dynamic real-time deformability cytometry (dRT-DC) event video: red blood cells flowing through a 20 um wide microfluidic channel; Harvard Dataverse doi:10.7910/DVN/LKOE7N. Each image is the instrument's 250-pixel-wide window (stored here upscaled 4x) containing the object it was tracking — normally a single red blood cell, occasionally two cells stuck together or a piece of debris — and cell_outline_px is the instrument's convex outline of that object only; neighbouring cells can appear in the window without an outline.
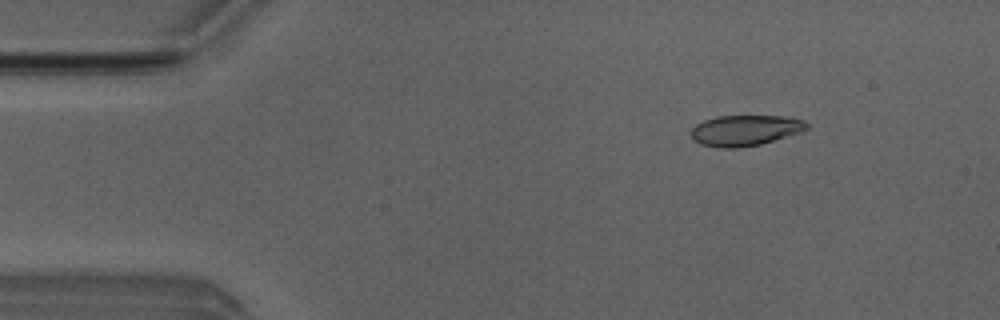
{"species": "Egyptian fruit bat (a non-hibernating species)", "species_latin": "Rousettus aegyptiacus", "temperature_condition": "room temperature", "stored_images_in_passage": 4, "camera_frame_rate_fps": 3000, "um_per_image_px": 0.085, "animal": {"sex": "male"}, "frame": {"image": 1, "passage_image": 2, "time_ms": 1.333, "image_size_px": [1000, 320], "cell_outline_px": [[808, 128], [800, 132], [760, 144], [736, 148], [720, 148], [700, 144], [688, 132], [696, 124], [704, 120], [716, 116], [792, 116], [804, 120], [808, 124]], "centroid_in_image_um": [63.33, 11.07], "position_along_channel_um": 21.7, "area_um2": 20.75}}